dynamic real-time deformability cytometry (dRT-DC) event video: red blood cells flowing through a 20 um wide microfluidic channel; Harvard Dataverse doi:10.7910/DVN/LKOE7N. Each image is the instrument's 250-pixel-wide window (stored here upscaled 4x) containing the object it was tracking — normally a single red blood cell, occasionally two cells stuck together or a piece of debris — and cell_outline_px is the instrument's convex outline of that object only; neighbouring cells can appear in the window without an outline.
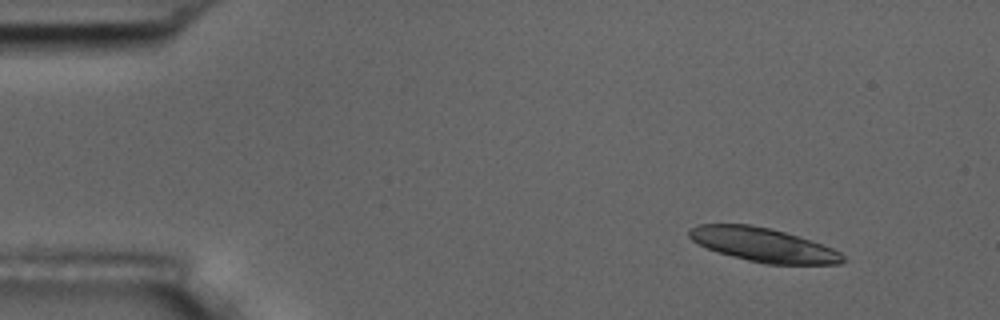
{"species": "common noctule bat (a hibernating species)", "species_latin": "Nyctalus noctula", "temperature_condition": "room temperature", "stored_images_in_passage": 34, "camera_frame_rate_fps": 3000, "um_per_image_px": 0.085, "animal": {"sex": "male", "body_mass_g": 17.5, "forearm_length_mm": 52.3}, "frame": {"image": 1, "passage_image": 1, "time_ms": 0.0, "image_size_px": [1000, 320], "cell_outline_px": [[848, 260], [840, 264], [764, 264], [732, 256], [708, 248], [692, 240], [688, 236], [688, 228], [700, 224], [752, 224], [772, 228], [832, 248], [840, 252]], "centroid_in_image_um": [64.87, 20.81], "position_along_channel_um": 20.1, "area_um2": 30.17}}
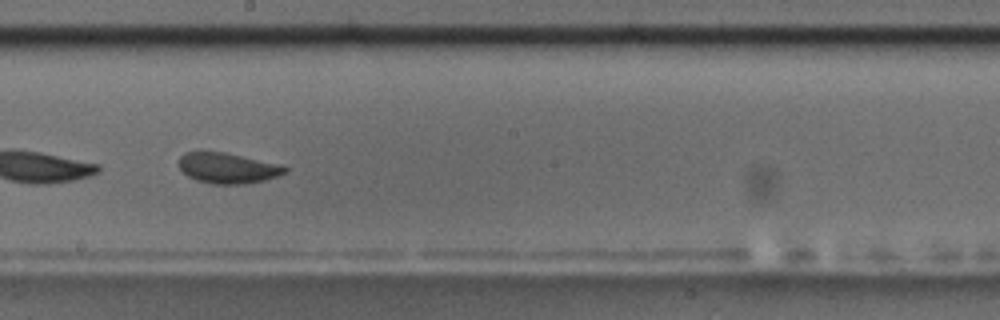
{"frame": {"image": 2, "passage_image": 27, "time_ms": 8.667, "image_size_px": [1000, 320], "cell_outline_px": [[288, 172], [264, 180], [244, 184], [212, 184], [196, 180], [188, 176], [176, 164], [180, 156], [184, 152], [200, 148], [224, 152], [288, 168]], "centroid_in_image_um": [19.19, 14.25], "position_along_channel_um": 229.0, "area_um2": 19.02}}